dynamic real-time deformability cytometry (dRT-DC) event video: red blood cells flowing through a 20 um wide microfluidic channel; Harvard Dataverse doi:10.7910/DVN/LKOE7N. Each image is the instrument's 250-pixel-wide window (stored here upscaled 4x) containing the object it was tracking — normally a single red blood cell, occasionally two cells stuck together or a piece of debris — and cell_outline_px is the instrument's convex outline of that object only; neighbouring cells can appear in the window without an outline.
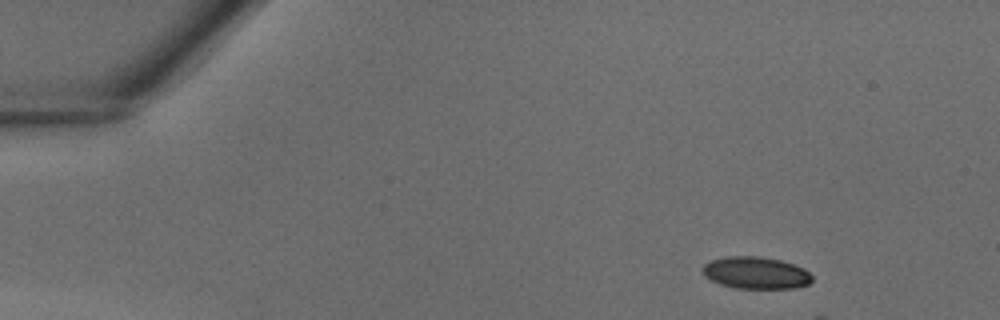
{"species": "common noctule bat (a hibernating species)", "species_latin": "Nyctalus noctula", "temperature_condition": "warm", "stored_images_in_passage": 6, "camera_frame_rate_fps": 3000, "um_per_image_px": 0.085, "animal": {"sex": "male", "body_mass_g": 18.8}, "frame": {"image": 1, "passage_image": 1, "time_ms": 0.0, "image_size_px": [1000, 320], "cell_outline_px": [[812, 280], [808, 284], [792, 288], [736, 288], [720, 284], [704, 276], [704, 264], [712, 260], [728, 256], [756, 256], [780, 260], [804, 268], [812, 276]], "centroid_in_image_um": [64.25, 23.19], "position_along_channel_um": 20.7, "area_um2": 20.17}}